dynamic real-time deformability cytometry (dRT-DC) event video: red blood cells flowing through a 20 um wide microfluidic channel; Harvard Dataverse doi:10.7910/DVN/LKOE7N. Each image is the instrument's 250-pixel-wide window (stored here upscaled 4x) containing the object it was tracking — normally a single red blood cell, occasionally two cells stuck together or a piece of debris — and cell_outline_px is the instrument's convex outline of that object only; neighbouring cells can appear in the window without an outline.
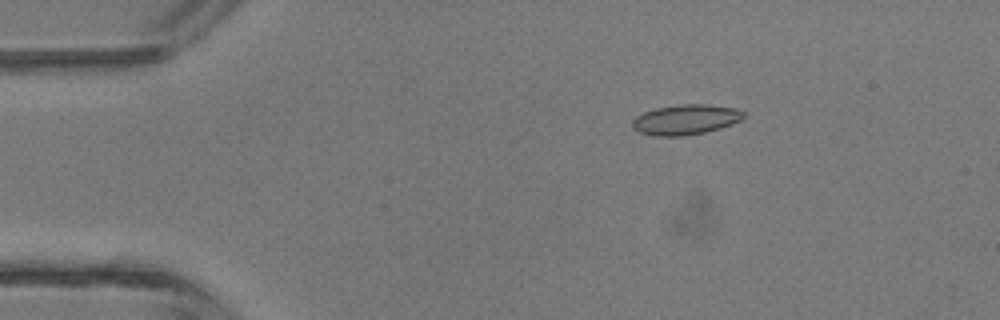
{"species": "common noctule bat (a hibernating species)", "species_latin": "Nyctalus noctula", "temperature_condition": "room temperature", "stored_images_in_passage": 2, "camera_frame_rate_fps": 3000, "um_per_image_px": 0.085, "animal": {"sex": "male", "body_mass_g": 13.3}, "frame": {"image": 1, "passage_image": 1, "time_ms": 0.0, "image_size_px": [1000, 320], "cell_outline_px": [[744, 116], [740, 120], [732, 124], [720, 128], [704, 132], [684, 136], [656, 136], [640, 132], [632, 128], [632, 120], [636, 116], [644, 112], [656, 108], [684, 104], [708, 104], [736, 108], [744, 112]], "centroid_in_image_um": [58.27, 10.16], "position_along_channel_um": 26.7, "area_um2": 19.48}}
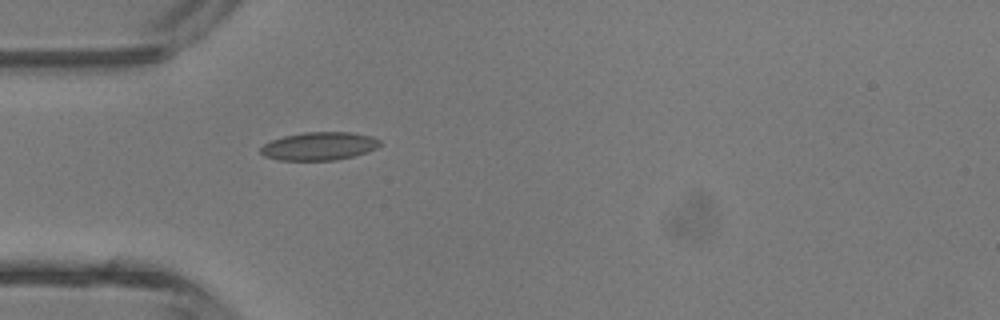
{"frame": {"image": 2, "passage_image": 2, "time_ms": 2.0, "image_size_px": [1000, 320], "cell_outline_px": [[380, 144], [376, 148], [368, 152], [336, 160], [280, 160], [264, 156], [260, 152], [260, 148], [264, 144], [272, 140], [284, 136], [304, 132], [352, 132], [372, 136], [380, 140]], "centroid_in_image_um": [27.14, 12.42], "position_along_channel_um": 57.9, "area_um2": 19.54}}